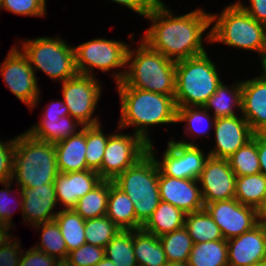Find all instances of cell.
<instances>
[{"mask_svg":"<svg viewBox=\"0 0 266 266\" xmlns=\"http://www.w3.org/2000/svg\"><path fill=\"white\" fill-rule=\"evenodd\" d=\"M176 14L160 0L144 18L150 25L140 39L174 62L205 53L204 42H211L210 13L197 7L188 13Z\"/></svg>","mask_w":266,"mask_h":266,"instance_id":"obj_1","label":"cell"},{"mask_svg":"<svg viewBox=\"0 0 266 266\" xmlns=\"http://www.w3.org/2000/svg\"><path fill=\"white\" fill-rule=\"evenodd\" d=\"M120 99V118L117 127L126 130L131 128L147 144L153 143L151 127L177 124V106L174 96L163 95L127 84H116Z\"/></svg>","mask_w":266,"mask_h":266,"instance_id":"obj_2","label":"cell"},{"mask_svg":"<svg viewBox=\"0 0 266 266\" xmlns=\"http://www.w3.org/2000/svg\"><path fill=\"white\" fill-rule=\"evenodd\" d=\"M210 13V45L221 43L228 48L253 51L261 67L266 63V25L253 19L237 2Z\"/></svg>","mask_w":266,"mask_h":266,"instance_id":"obj_3","label":"cell"},{"mask_svg":"<svg viewBox=\"0 0 266 266\" xmlns=\"http://www.w3.org/2000/svg\"><path fill=\"white\" fill-rule=\"evenodd\" d=\"M138 43L134 49L130 44L126 72L123 80L118 84L175 96L176 62L151 49L141 39Z\"/></svg>","mask_w":266,"mask_h":266,"instance_id":"obj_4","label":"cell"},{"mask_svg":"<svg viewBox=\"0 0 266 266\" xmlns=\"http://www.w3.org/2000/svg\"><path fill=\"white\" fill-rule=\"evenodd\" d=\"M15 136L12 181L21 189L54 183L59 171L54 143L34 139L26 131Z\"/></svg>","mask_w":266,"mask_h":266,"instance_id":"obj_5","label":"cell"},{"mask_svg":"<svg viewBox=\"0 0 266 266\" xmlns=\"http://www.w3.org/2000/svg\"><path fill=\"white\" fill-rule=\"evenodd\" d=\"M210 55L206 51L176 62L174 99L177 107H203L223 81Z\"/></svg>","mask_w":266,"mask_h":266,"instance_id":"obj_6","label":"cell"},{"mask_svg":"<svg viewBox=\"0 0 266 266\" xmlns=\"http://www.w3.org/2000/svg\"><path fill=\"white\" fill-rule=\"evenodd\" d=\"M59 36H43L34 39L24 37L23 40L17 39L18 44H15L27 57L35 74L41 71L57 83L78 74L74 46Z\"/></svg>","mask_w":266,"mask_h":266,"instance_id":"obj_7","label":"cell"},{"mask_svg":"<svg viewBox=\"0 0 266 266\" xmlns=\"http://www.w3.org/2000/svg\"><path fill=\"white\" fill-rule=\"evenodd\" d=\"M158 180L159 167L149 151L113 180L134 203L136 219L142 225L152 216L160 202Z\"/></svg>","mask_w":266,"mask_h":266,"instance_id":"obj_8","label":"cell"},{"mask_svg":"<svg viewBox=\"0 0 266 266\" xmlns=\"http://www.w3.org/2000/svg\"><path fill=\"white\" fill-rule=\"evenodd\" d=\"M129 47L130 44L122 40L102 37L83 42L77 46L74 45L75 65L78 74L96 77L94 74L96 69L102 73L112 71L113 81L115 84L120 83L126 72Z\"/></svg>","mask_w":266,"mask_h":266,"instance_id":"obj_9","label":"cell"},{"mask_svg":"<svg viewBox=\"0 0 266 266\" xmlns=\"http://www.w3.org/2000/svg\"><path fill=\"white\" fill-rule=\"evenodd\" d=\"M99 77L77 74L61 82L62 100L69 115L84 126L102 124L100 114L94 115L103 91Z\"/></svg>","mask_w":266,"mask_h":266,"instance_id":"obj_10","label":"cell"},{"mask_svg":"<svg viewBox=\"0 0 266 266\" xmlns=\"http://www.w3.org/2000/svg\"><path fill=\"white\" fill-rule=\"evenodd\" d=\"M0 75L5 86L23 102L29 111L39 108L41 88L38 85L37 75L22 51L13 45L9 49L3 62L0 64Z\"/></svg>","mask_w":266,"mask_h":266,"instance_id":"obj_11","label":"cell"},{"mask_svg":"<svg viewBox=\"0 0 266 266\" xmlns=\"http://www.w3.org/2000/svg\"><path fill=\"white\" fill-rule=\"evenodd\" d=\"M153 144H148V151L154 156L159 170L164 175L198 180L209 153L204 152L197 143L186 145L170 138L160 159L155 153L159 150L157 148L154 150Z\"/></svg>","mask_w":266,"mask_h":266,"instance_id":"obj_12","label":"cell"},{"mask_svg":"<svg viewBox=\"0 0 266 266\" xmlns=\"http://www.w3.org/2000/svg\"><path fill=\"white\" fill-rule=\"evenodd\" d=\"M116 131L109 135L101 164V179L114 180L127 168L134 165L148 152V144L132 132L121 133L123 129L116 126Z\"/></svg>","mask_w":266,"mask_h":266,"instance_id":"obj_13","label":"cell"},{"mask_svg":"<svg viewBox=\"0 0 266 266\" xmlns=\"http://www.w3.org/2000/svg\"><path fill=\"white\" fill-rule=\"evenodd\" d=\"M204 208L218 225L225 240L240 236L260 221V212L235 198L207 203Z\"/></svg>","mask_w":266,"mask_h":266,"instance_id":"obj_14","label":"cell"},{"mask_svg":"<svg viewBox=\"0 0 266 266\" xmlns=\"http://www.w3.org/2000/svg\"><path fill=\"white\" fill-rule=\"evenodd\" d=\"M236 178L228 159L208 156L198 178L204 206L235 198Z\"/></svg>","mask_w":266,"mask_h":266,"instance_id":"obj_15","label":"cell"},{"mask_svg":"<svg viewBox=\"0 0 266 266\" xmlns=\"http://www.w3.org/2000/svg\"><path fill=\"white\" fill-rule=\"evenodd\" d=\"M214 147L209 156L228 159L240 147L246 145L254 136L247 120L241 115L216 118L214 122Z\"/></svg>","mask_w":266,"mask_h":266,"instance_id":"obj_16","label":"cell"},{"mask_svg":"<svg viewBox=\"0 0 266 266\" xmlns=\"http://www.w3.org/2000/svg\"><path fill=\"white\" fill-rule=\"evenodd\" d=\"M160 201L170 203L189 214L204 209L199 181L164 175L159 170Z\"/></svg>","mask_w":266,"mask_h":266,"instance_id":"obj_17","label":"cell"},{"mask_svg":"<svg viewBox=\"0 0 266 266\" xmlns=\"http://www.w3.org/2000/svg\"><path fill=\"white\" fill-rule=\"evenodd\" d=\"M229 266H249L266 258V226L260 221L251 230L227 240Z\"/></svg>","mask_w":266,"mask_h":266,"instance_id":"obj_18","label":"cell"},{"mask_svg":"<svg viewBox=\"0 0 266 266\" xmlns=\"http://www.w3.org/2000/svg\"><path fill=\"white\" fill-rule=\"evenodd\" d=\"M21 192L23 201L22 223H27V226L33 227L54 220L59 213L54 183L43 184L35 188H24L21 189Z\"/></svg>","mask_w":266,"mask_h":266,"instance_id":"obj_19","label":"cell"},{"mask_svg":"<svg viewBox=\"0 0 266 266\" xmlns=\"http://www.w3.org/2000/svg\"><path fill=\"white\" fill-rule=\"evenodd\" d=\"M261 69L258 76L241 80V115L255 134L266 128V69Z\"/></svg>","mask_w":266,"mask_h":266,"instance_id":"obj_20","label":"cell"},{"mask_svg":"<svg viewBox=\"0 0 266 266\" xmlns=\"http://www.w3.org/2000/svg\"><path fill=\"white\" fill-rule=\"evenodd\" d=\"M102 179L97 171L86 169L68 173L59 172L55 181V193L59 210L73 209L80 198L90 192Z\"/></svg>","mask_w":266,"mask_h":266,"instance_id":"obj_21","label":"cell"},{"mask_svg":"<svg viewBox=\"0 0 266 266\" xmlns=\"http://www.w3.org/2000/svg\"><path fill=\"white\" fill-rule=\"evenodd\" d=\"M215 117L204 107H177L176 123H184L183 133L186 136L181 140L171 137V139L186 145H195L197 139L210 138V132L213 133ZM191 138V139H190Z\"/></svg>","mask_w":266,"mask_h":266,"instance_id":"obj_22","label":"cell"},{"mask_svg":"<svg viewBox=\"0 0 266 266\" xmlns=\"http://www.w3.org/2000/svg\"><path fill=\"white\" fill-rule=\"evenodd\" d=\"M56 162L61 173L83 171L86 165V126L77 134L54 144Z\"/></svg>","mask_w":266,"mask_h":266,"instance_id":"obj_23","label":"cell"},{"mask_svg":"<svg viewBox=\"0 0 266 266\" xmlns=\"http://www.w3.org/2000/svg\"><path fill=\"white\" fill-rule=\"evenodd\" d=\"M32 125L25 130L30 136L34 139L54 144L77 134L84 127V125L70 115L41 117L37 123Z\"/></svg>","mask_w":266,"mask_h":266,"instance_id":"obj_24","label":"cell"},{"mask_svg":"<svg viewBox=\"0 0 266 266\" xmlns=\"http://www.w3.org/2000/svg\"><path fill=\"white\" fill-rule=\"evenodd\" d=\"M106 216L121 230L133 231L142 229L136 219L134 203L130 197L109 180V195Z\"/></svg>","mask_w":266,"mask_h":266,"instance_id":"obj_25","label":"cell"},{"mask_svg":"<svg viewBox=\"0 0 266 266\" xmlns=\"http://www.w3.org/2000/svg\"><path fill=\"white\" fill-rule=\"evenodd\" d=\"M233 84H225L224 81L218 86L215 93L206 101L204 108L215 118L240 115L242 81L234 80ZM238 111L240 112L238 114Z\"/></svg>","mask_w":266,"mask_h":266,"instance_id":"obj_26","label":"cell"},{"mask_svg":"<svg viewBox=\"0 0 266 266\" xmlns=\"http://www.w3.org/2000/svg\"><path fill=\"white\" fill-rule=\"evenodd\" d=\"M133 248L138 266H165L168 262L159 238L143 229L133 230Z\"/></svg>","mask_w":266,"mask_h":266,"instance_id":"obj_27","label":"cell"},{"mask_svg":"<svg viewBox=\"0 0 266 266\" xmlns=\"http://www.w3.org/2000/svg\"><path fill=\"white\" fill-rule=\"evenodd\" d=\"M186 213L170 203L160 201L152 216L142 226L145 232L159 237L184 227Z\"/></svg>","mask_w":266,"mask_h":266,"instance_id":"obj_28","label":"cell"},{"mask_svg":"<svg viewBox=\"0 0 266 266\" xmlns=\"http://www.w3.org/2000/svg\"><path fill=\"white\" fill-rule=\"evenodd\" d=\"M235 199L259 212L266 204V176L262 173L236 178Z\"/></svg>","mask_w":266,"mask_h":266,"instance_id":"obj_29","label":"cell"},{"mask_svg":"<svg viewBox=\"0 0 266 266\" xmlns=\"http://www.w3.org/2000/svg\"><path fill=\"white\" fill-rule=\"evenodd\" d=\"M227 240H213L194 244L188 266H229Z\"/></svg>","mask_w":266,"mask_h":266,"instance_id":"obj_30","label":"cell"},{"mask_svg":"<svg viewBox=\"0 0 266 266\" xmlns=\"http://www.w3.org/2000/svg\"><path fill=\"white\" fill-rule=\"evenodd\" d=\"M184 227L194 244L224 239L220 228L205 208L186 214Z\"/></svg>","mask_w":266,"mask_h":266,"instance_id":"obj_31","label":"cell"},{"mask_svg":"<svg viewBox=\"0 0 266 266\" xmlns=\"http://www.w3.org/2000/svg\"><path fill=\"white\" fill-rule=\"evenodd\" d=\"M54 220L65 240L68 253L86 243L85 219L74 209H61Z\"/></svg>","mask_w":266,"mask_h":266,"instance_id":"obj_32","label":"cell"},{"mask_svg":"<svg viewBox=\"0 0 266 266\" xmlns=\"http://www.w3.org/2000/svg\"><path fill=\"white\" fill-rule=\"evenodd\" d=\"M32 229H37L41 233V241H37L33 247L56 258L63 264L68 256V251L56 221L44 222L33 226Z\"/></svg>","mask_w":266,"mask_h":266,"instance_id":"obj_33","label":"cell"},{"mask_svg":"<svg viewBox=\"0 0 266 266\" xmlns=\"http://www.w3.org/2000/svg\"><path fill=\"white\" fill-rule=\"evenodd\" d=\"M109 180H102L86 193L73 208L83 219L98 218L107 214Z\"/></svg>","mask_w":266,"mask_h":266,"instance_id":"obj_34","label":"cell"},{"mask_svg":"<svg viewBox=\"0 0 266 266\" xmlns=\"http://www.w3.org/2000/svg\"><path fill=\"white\" fill-rule=\"evenodd\" d=\"M158 238L168 261L187 263L194 243L185 227L163 234Z\"/></svg>","mask_w":266,"mask_h":266,"instance_id":"obj_35","label":"cell"},{"mask_svg":"<svg viewBox=\"0 0 266 266\" xmlns=\"http://www.w3.org/2000/svg\"><path fill=\"white\" fill-rule=\"evenodd\" d=\"M105 256L116 266H138L133 248V231L121 230L105 247Z\"/></svg>","mask_w":266,"mask_h":266,"instance_id":"obj_36","label":"cell"},{"mask_svg":"<svg viewBox=\"0 0 266 266\" xmlns=\"http://www.w3.org/2000/svg\"><path fill=\"white\" fill-rule=\"evenodd\" d=\"M230 167L237 177L260 173L257 151V133L246 145L228 158Z\"/></svg>","mask_w":266,"mask_h":266,"instance_id":"obj_37","label":"cell"},{"mask_svg":"<svg viewBox=\"0 0 266 266\" xmlns=\"http://www.w3.org/2000/svg\"><path fill=\"white\" fill-rule=\"evenodd\" d=\"M104 131L101 124L86 126V165L89 169L97 171L100 178L104 150L111 134H105Z\"/></svg>","mask_w":266,"mask_h":266,"instance_id":"obj_38","label":"cell"},{"mask_svg":"<svg viewBox=\"0 0 266 266\" xmlns=\"http://www.w3.org/2000/svg\"><path fill=\"white\" fill-rule=\"evenodd\" d=\"M121 229L106 215L85 220V239L87 244L98 247H106Z\"/></svg>","mask_w":266,"mask_h":266,"instance_id":"obj_39","label":"cell"},{"mask_svg":"<svg viewBox=\"0 0 266 266\" xmlns=\"http://www.w3.org/2000/svg\"><path fill=\"white\" fill-rule=\"evenodd\" d=\"M0 184L4 186L2 189L0 188V218L3 220V222L5 223V225L10 230H12L13 228H16V227H14L15 226L14 225L15 223L12 221V215L14 214V212H13V210L10 209L11 208L10 207V204L11 203L13 204V202H12L13 201V198L11 196H13L14 195L13 192H15L20 197L19 198L17 196H14L15 197L14 199H18L19 200V201L18 200L17 201L14 200V201L17 203V204L15 203V205H18L19 204L17 206L18 212L21 211V214H22V211H23V201H22L21 188L16 185V189L13 190L11 188L12 185L14 186V182L12 180L5 181V182H0ZM11 194H13V195H11ZM14 210H15V208H14Z\"/></svg>","mask_w":266,"mask_h":266,"instance_id":"obj_40","label":"cell"},{"mask_svg":"<svg viewBox=\"0 0 266 266\" xmlns=\"http://www.w3.org/2000/svg\"><path fill=\"white\" fill-rule=\"evenodd\" d=\"M104 257V247L85 243L68 253L63 266H95Z\"/></svg>","mask_w":266,"mask_h":266,"instance_id":"obj_41","label":"cell"},{"mask_svg":"<svg viewBox=\"0 0 266 266\" xmlns=\"http://www.w3.org/2000/svg\"><path fill=\"white\" fill-rule=\"evenodd\" d=\"M47 0H4L0 8L14 15L44 17L47 13Z\"/></svg>","mask_w":266,"mask_h":266,"instance_id":"obj_42","label":"cell"},{"mask_svg":"<svg viewBox=\"0 0 266 266\" xmlns=\"http://www.w3.org/2000/svg\"><path fill=\"white\" fill-rule=\"evenodd\" d=\"M21 245L17 237L12 234L6 236L0 243V266H19L23 254Z\"/></svg>","mask_w":266,"mask_h":266,"instance_id":"obj_43","label":"cell"},{"mask_svg":"<svg viewBox=\"0 0 266 266\" xmlns=\"http://www.w3.org/2000/svg\"><path fill=\"white\" fill-rule=\"evenodd\" d=\"M15 137L0 139V182L10 181L13 172Z\"/></svg>","mask_w":266,"mask_h":266,"instance_id":"obj_44","label":"cell"},{"mask_svg":"<svg viewBox=\"0 0 266 266\" xmlns=\"http://www.w3.org/2000/svg\"><path fill=\"white\" fill-rule=\"evenodd\" d=\"M19 266H63V264L32 246L28 250L23 249Z\"/></svg>","mask_w":266,"mask_h":266,"instance_id":"obj_45","label":"cell"},{"mask_svg":"<svg viewBox=\"0 0 266 266\" xmlns=\"http://www.w3.org/2000/svg\"><path fill=\"white\" fill-rule=\"evenodd\" d=\"M115 2L122 7L132 10L136 15L145 18L156 6L160 0H109Z\"/></svg>","mask_w":266,"mask_h":266,"instance_id":"obj_46","label":"cell"},{"mask_svg":"<svg viewBox=\"0 0 266 266\" xmlns=\"http://www.w3.org/2000/svg\"><path fill=\"white\" fill-rule=\"evenodd\" d=\"M248 4H245L243 0H237L236 2L257 22L266 25V0H247Z\"/></svg>","mask_w":266,"mask_h":266,"instance_id":"obj_47","label":"cell"},{"mask_svg":"<svg viewBox=\"0 0 266 266\" xmlns=\"http://www.w3.org/2000/svg\"><path fill=\"white\" fill-rule=\"evenodd\" d=\"M41 115L42 117H62L69 115V110L62 99L52 100L45 106Z\"/></svg>","mask_w":266,"mask_h":266,"instance_id":"obj_48","label":"cell"},{"mask_svg":"<svg viewBox=\"0 0 266 266\" xmlns=\"http://www.w3.org/2000/svg\"><path fill=\"white\" fill-rule=\"evenodd\" d=\"M257 151L260 163V173L266 176V138L257 133Z\"/></svg>","mask_w":266,"mask_h":266,"instance_id":"obj_49","label":"cell"},{"mask_svg":"<svg viewBox=\"0 0 266 266\" xmlns=\"http://www.w3.org/2000/svg\"><path fill=\"white\" fill-rule=\"evenodd\" d=\"M95 266H116L109 258L106 256L99 261Z\"/></svg>","mask_w":266,"mask_h":266,"instance_id":"obj_50","label":"cell"},{"mask_svg":"<svg viewBox=\"0 0 266 266\" xmlns=\"http://www.w3.org/2000/svg\"><path fill=\"white\" fill-rule=\"evenodd\" d=\"M11 230H0V243L5 239L6 236L12 234Z\"/></svg>","mask_w":266,"mask_h":266,"instance_id":"obj_51","label":"cell"},{"mask_svg":"<svg viewBox=\"0 0 266 266\" xmlns=\"http://www.w3.org/2000/svg\"><path fill=\"white\" fill-rule=\"evenodd\" d=\"M165 266H188L185 262H170L168 261Z\"/></svg>","mask_w":266,"mask_h":266,"instance_id":"obj_52","label":"cell"},{"mask_svg":"<svg viewBox=\"0 0 266 266\" xmlns=\"http://www.w3.org/2000/svg\"><path fill=\"white\" fill-rule=\"evenodd\" d=\"M260 219H261V221L266 220V204H265V206L262 208V210L260 211Z\"/></svg>","mask_w":266,"mask_h":266,"instance_id":"obj_53","label":"cell"},{"mask_svg":"<svg viewBox=\"0 0 266 266\" xmlns=\"http://www.w3.org/2000/svg\"><path fill=\"white\" fill-rule=\"evenodd\" d=\"M0 230H10L0 218Z\"/></svg>","mask_w":266,"mask_h":266,"instance_id":"obj_54","label":"cell"},{"mask_svg":"<svg viewBox=\"0 0 266 266\" xmlns=\"http://www.w3.org/2000/svg\"><path fill=\"white\" fill-rule=\"evenodd\" d=\"M249 266H265V264H264V262H262V263L252 264V265H249Z\"/></svg>","mask_w":266,"mask_h":266,"instance_id":"obj_55","label":"cell"},{"mask_svg":"<svg viewBox=\"0 0 266 266\" xmlns=\"http://www.w3.org/2000/svg\"><path fill=\"white\" fill-rule=\"evenodd\" d=\"M260 134H261L264 138H266V128H265L264 130H262V131L260 132Z\"/></svg>","mask_w":266,"mask_h":266,"instance_id":"obj_56","label":"cell"},{"mask_svg":"<svg viewBox=\"0 0 266 266\" xmlns=\"http://www.w3.org/2000/svg\"><path fill=\"white\" fill-rule=\"evenodd\" d=\"M3 1H4V0H0V8H1V6H2Z\"/></svg>","mask_w":266,"mask_h":266,"instance_id":"obj_57","label":"cell"}]
</instances>
